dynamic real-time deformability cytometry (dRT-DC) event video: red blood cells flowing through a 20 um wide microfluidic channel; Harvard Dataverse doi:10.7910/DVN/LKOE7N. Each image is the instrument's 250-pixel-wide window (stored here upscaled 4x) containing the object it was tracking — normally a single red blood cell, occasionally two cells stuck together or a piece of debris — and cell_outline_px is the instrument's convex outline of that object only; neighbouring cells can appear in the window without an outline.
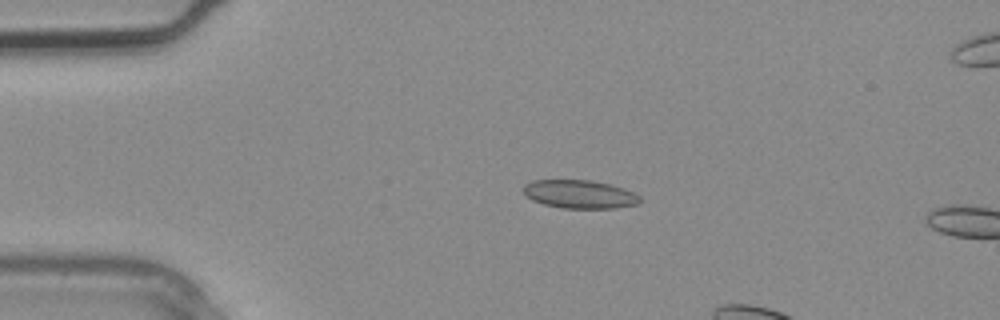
{"species": "common noctule bat (a hibernating species)", "species_latin": "Nyctalus noctula", "temperature_condition": "warm", "stored_images_in_passage": 3, "camera_frame_rate_fps": 3000, "um_per_image_px": 0.085, "animal": {"sex": "male", "body_mass_g": 20.4}, "frame": {"image": 1, "passage_image": 2, "time_ms": 0.333, "image_size_px": [1000, 320], "cell_outline_px": [[640, 200], [636, 204], [616, 208], [564, 208], [544, 204], [532, 200], [524, 196], [524, 184], [532, 180], [592, 180], [612, 184], [624, 188], [640, 196]], "centroid_in_image_um": [49.25, 16.5], "position_along_channel_um": 35.7, "area_um2": 19.31}}